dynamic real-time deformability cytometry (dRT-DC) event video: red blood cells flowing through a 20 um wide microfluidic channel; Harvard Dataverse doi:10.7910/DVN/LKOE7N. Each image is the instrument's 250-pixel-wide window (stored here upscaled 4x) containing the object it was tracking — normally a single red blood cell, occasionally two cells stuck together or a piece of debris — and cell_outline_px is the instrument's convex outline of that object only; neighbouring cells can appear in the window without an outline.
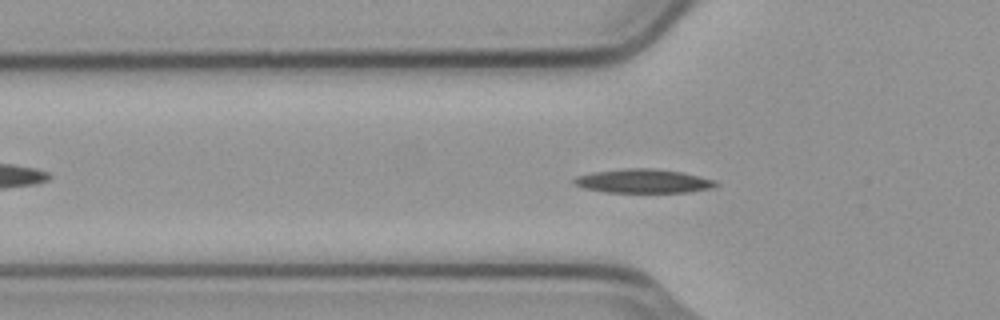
{"species": "common noctule bat (a hibernating species)", "species_latin": "Nyctalus noctula", "temperature_condition": "cold", "stored_images_in_passage": 56, "camera_frame_rate_fps": 3000, "um_per_image_px": 0.085, "animal": {"sex": "male", "body_mass_g": 23.1, "forearm_length_mm": 52.7}, "frame": {"image": 1, "passage_image": 18, "time_ms": 5.667, "image_size_px": [1000, 320], "cell_outline_px": [[720, 184], [712, 188], [688, 192], [604, 192], [584, 188], [572, 184], [572, 180], [576, 176], [592, 172], [624, 168], [652, 168], [684, 172], [716, 180]], "centroid_in_image_um": [54.68, 15.38], "position_along_channel_um": 71.1, "area_um2": 20.0}}
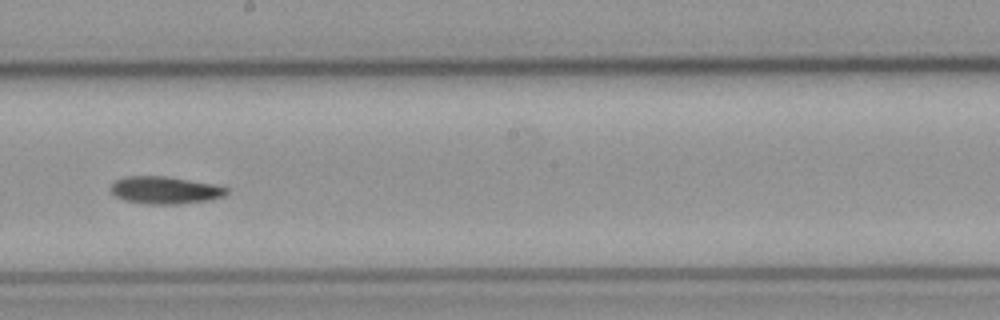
{"frame": {"image": 2, "passage_image": 31, "time_ms": 10.0, "image_size_px": [1000, 320], "cell_outline_px": [[228, 192], [224, 196], [212, 200], [180, 204], [144, 204], [124, 200], [116, 196], [108, 188], [116, 180], [124, 176], [168, 176], [216, 184], [228, 188]], "centroid_in_image_um": [14.05, 16.16], "position_along_channel_um": 234.2, "area_um2": 18.84}}
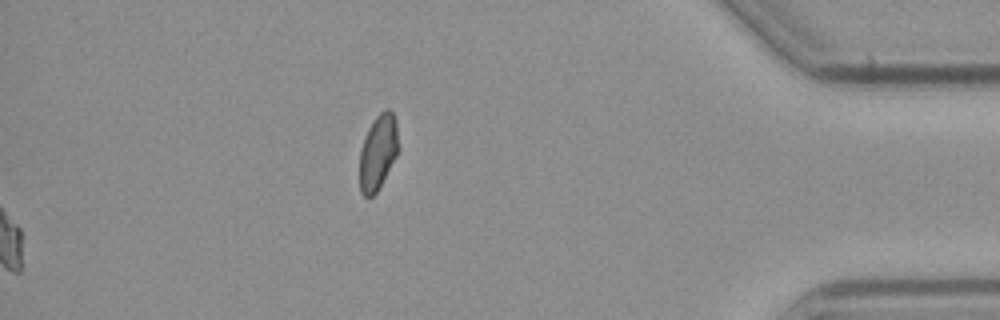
{"frame": {"image": 3, "passage_image": 56, "time_ms": 18.333, "image_size_px": [1000, 320], "cell_outline_px": [[400, 148], [396, 156], [376, 192], [368, 200], [360, 192], [360, 148], [364, 136], [372, 120], [384, 108], [388, 108], [396, 116]], "centroid_in_image_um": [32.14, 12.88], "position_along_channel_um": 403.1, "area_um2": 17.4}, "authors_computed_cell_mechanics": {"area_um2": 17.9469, "velocity_mm_per_s": 3.7413, "shape_relaxation_time_tau1_ms": 6.9452, "shape_relaxation_time_tau2_ms": null, "deformation_change_tau1": 0.1627, "deformation_change_tau2": null}}